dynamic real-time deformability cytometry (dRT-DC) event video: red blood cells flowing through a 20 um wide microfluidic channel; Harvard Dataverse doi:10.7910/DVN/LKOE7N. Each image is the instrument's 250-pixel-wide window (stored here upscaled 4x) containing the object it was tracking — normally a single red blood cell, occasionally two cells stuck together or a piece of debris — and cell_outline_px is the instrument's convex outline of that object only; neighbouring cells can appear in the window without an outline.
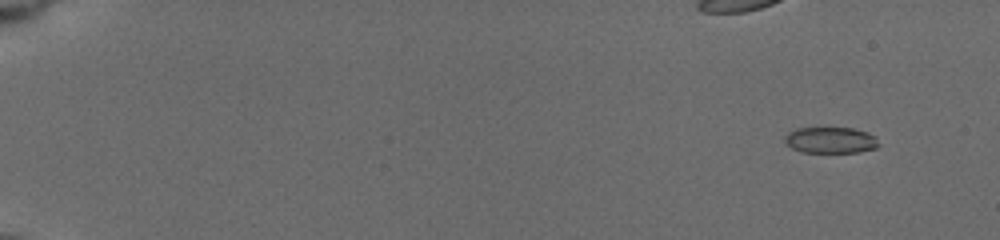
{"species": "common noctule bat (a hibernating species)", "species_latin": "Nyctalus noctula", "temperature_condition": "cold", "stored_images_in_passage": 59, "camera_frame_rate_fps": 3000, "um_per_image_px": 0.085, "animal": {"sex": "female", "body_mass_g": 19.5, "forearm_length_mm": 54.1}, "frame": {"image": 1, "passage_image": 6, "time_ms": 1.667, "image_size_px": [1000, 240], "cell_outline_px": [[880, 144], [876, 148], [860, 152], [800, 152], [792, 148], [784, 140], [784, 136], [788, 132], [796, 128], [852, 128], [868, 132], [876, 136]], "centroid_in_image_um": [70.62, 11.91], "position_along_channel_um": 14.4, "area_um2": 14.45}}
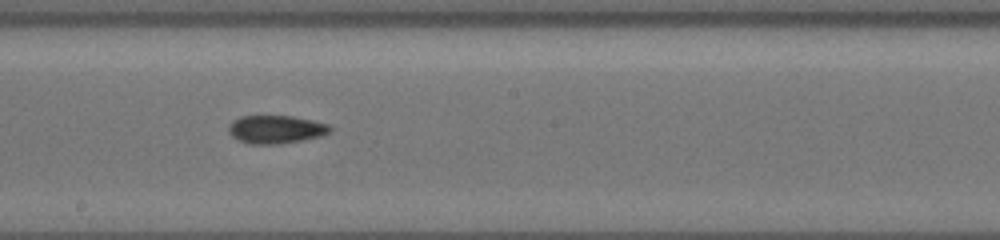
{"frame": {"image": 2, "passage_image": 36, "time_ms": 11.667, "image_size_px": [1000, 240], "cell_outline_px": [[332, 128], [328, 132], [320, 136], [300, 140], [276, 144], [248, 144], [232, 136], [228, 132], [228, 128], [232, 120], [240, 116], [292, 116], [312, 120], [328, 124]], "centroid_in_image_um": [23.41, 10.99], "position_along_channel_um": 224.8, "area_um2": 16.47}}
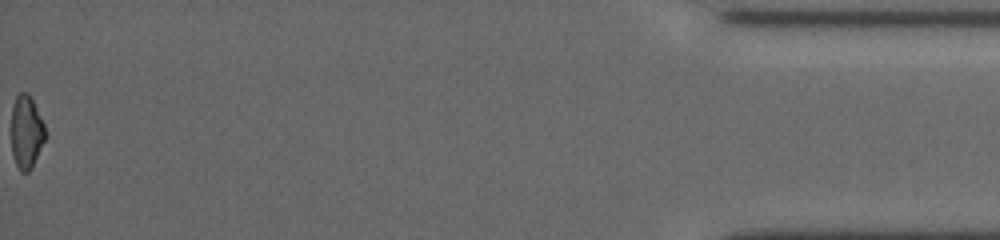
{"frame": {"image": 3, "passage_image": 59, "time_ms": 19.333, "image_size_px": [1000, 240], "cell_outline_px": [[48, 136], [32, 168], [28, 172], [20, 172], [16, 164], [12, 152], [12, 108], [16, 96], [20, 92], [28, 92], [44, 124]], "centroid_in_image_um": [2.27, 11.25], "position_along_channel_um": 432.9, "area_um2": 14.62}, "authors_computed_cell_mechanics": {"area_um2": 15.895, "velocity_mm_per_s": 3.7752, "shape_relaxation_time_tau1_ms": null, "shape_relaxation_time_tau2_ms": 4.3302, "deformation_change_tau1": null, "deformation_change_tau2": 0.1032}}